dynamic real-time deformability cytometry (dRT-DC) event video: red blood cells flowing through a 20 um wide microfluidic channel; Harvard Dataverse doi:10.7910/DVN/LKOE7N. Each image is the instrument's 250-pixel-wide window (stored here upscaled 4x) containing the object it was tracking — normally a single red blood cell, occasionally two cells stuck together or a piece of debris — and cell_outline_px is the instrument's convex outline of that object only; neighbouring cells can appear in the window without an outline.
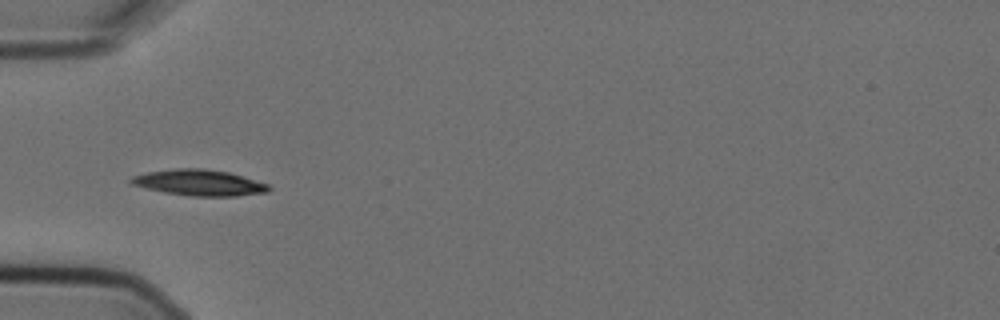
{"species": "Egyptian fruit bat (a non-hibernating species)", "species_latin": "Rousettus aegyptiacus", "temperature_condition": "cold", "stored_images_in_passage": 2, "camera_frame_rate_fps": 3000, "um_per_image_px": 0.085, "animal": {"sex": "female"}, "frame": {"image": 1, "passage_image": 1, "time_ms": 0.0, "image_size_px": [1000, 320], "cell_outline_px": [[272, 188], [268, 192], [236, 196], [192, 196], [164, 192], [132, 184], [128, 180], [132, 176], [148, 172], [176, 168], [204, 168], [228, 172], [268, 184]], "centroid_in_image_um": [16.95, 15.52], "position_along_channel_um": 68.1, "area_um2": 20.69}}
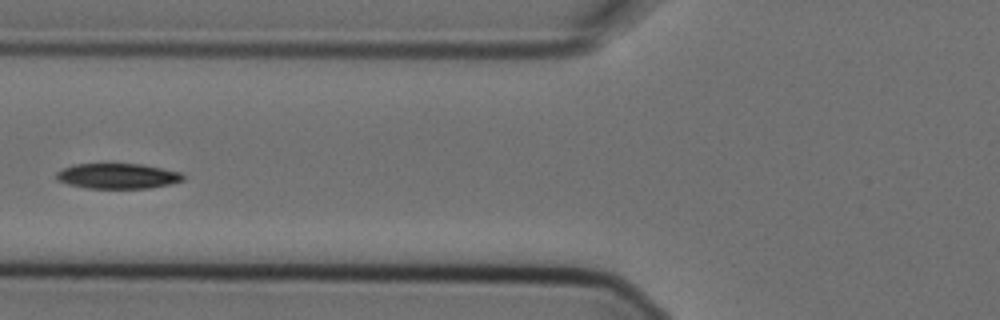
{"frame": {"image": 2, "passage_image": 2, "time_ms": 0.333, "image_size_px": [1000, 320], "cell_outline_px": [[184, 180], [168, 184], [148, 188], [88, 188], [68, 184], [56, 180], [56, 172], [64, 168], [76, 164], [140, 164], [180, 172], [184, 176]], "centroid_in_image_um": [9.97, 14.96], "position_along_channel_um": 115.8, "area_um2": 18.44}}